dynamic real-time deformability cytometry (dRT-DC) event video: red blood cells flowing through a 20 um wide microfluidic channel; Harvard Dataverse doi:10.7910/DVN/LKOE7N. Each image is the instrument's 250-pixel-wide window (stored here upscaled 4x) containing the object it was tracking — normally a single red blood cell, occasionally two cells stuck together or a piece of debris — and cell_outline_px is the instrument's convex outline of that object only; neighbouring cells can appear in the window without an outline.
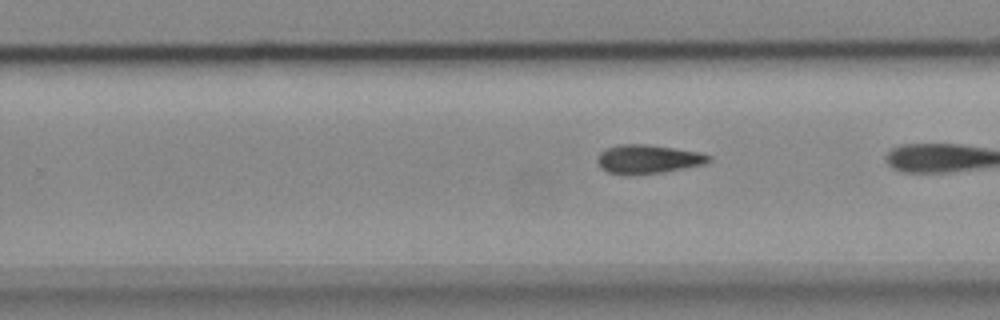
{"species": "common noctule bat (a hibernating species)", "species_latin": "Nyctalus noctula", "temperature_condition": "cold", "stored_images_in_passage": 11, "segment_of_instrument_passage": [2, 2], "camera_frame_rate_fps": 3000, "um_per_image_px": 0.085, "animal": {"sex": "female", "body_mass_g": 18.4}, "frame": {"image": 1, "passage_image": 11, "time_ms": 3.333, "image_size_px": [1000, 320], "cell_outline_px": [[712, 160], [704, 164], [664, 172], [632, 176], [624, 176], [608, 172], [600, 168], [596, 160], [600, 152], [604, 148], [620, 144], [648, 144], [700, 152], [712, 156]], "centroid_in_image_um": [55.04, 13.54], "position_along_channel_um": 274.8, "area_um2": 19.19}}